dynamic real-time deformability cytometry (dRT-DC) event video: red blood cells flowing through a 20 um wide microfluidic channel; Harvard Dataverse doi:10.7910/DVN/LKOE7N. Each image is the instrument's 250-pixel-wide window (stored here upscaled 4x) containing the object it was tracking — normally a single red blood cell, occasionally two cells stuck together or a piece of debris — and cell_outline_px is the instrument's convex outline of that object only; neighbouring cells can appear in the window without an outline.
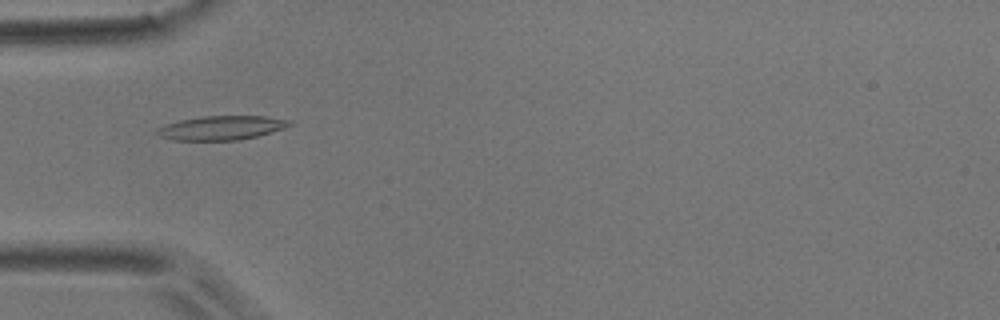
{"species": "common noctule bat (a hibernating species)", "species_latin": "Nyctalus noctula", "temperature_condition": "room temperature", "stored_images_in_passage": 12, "camera_frame_rate_fps": 3000, "um_per_image_px": 0.085, "animal": {"sex": "male", "body_mass_g": 17.9}, "frame": {"image": 1, "passage_image": 6, "time_ms": 1.667, "image_size_px": [1000, 320], "cell_outline_px": [[292, 124], [284, 128], [256, 136], [240, 140], [172, 140], [160, 136], [152, 132], [156, 128], [180, 120], [204, 116], [264, 116], [288, 120]], "centroid_in_image_um": [18.76, 10.87], "position_along_channel_um": 66.2, "area_um2": 18.44}}
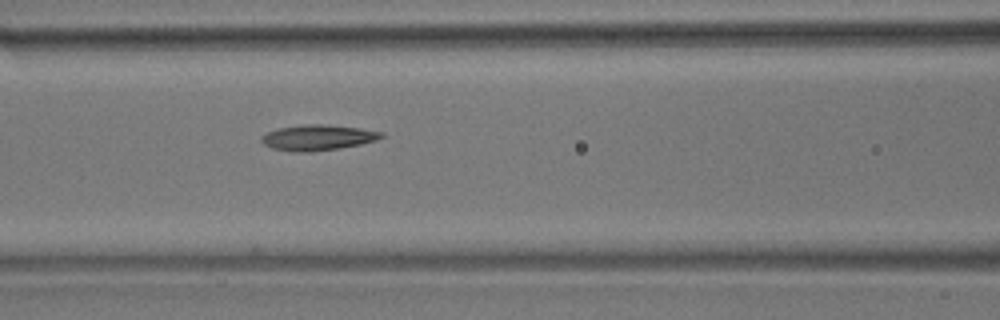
{"frame": {"image": 2, "passage_image": 12, "time_ms": 3.667, "image_size_px": [1000, 320], "cell_outline_px": [[384, 136], [376, 140], [360, 144], [340, 148], [312, 152], [292, 152], [272, 148], [264, 144], [260, 140], [260, 136], [268, 132], [280, 128], [308, 124], [324, 124], [360, 128], [384, 132]], "centroid_in_image_um": [27.01, 11.7], "position_along_channel_um": 139.6, "area_um2": 17.86}}